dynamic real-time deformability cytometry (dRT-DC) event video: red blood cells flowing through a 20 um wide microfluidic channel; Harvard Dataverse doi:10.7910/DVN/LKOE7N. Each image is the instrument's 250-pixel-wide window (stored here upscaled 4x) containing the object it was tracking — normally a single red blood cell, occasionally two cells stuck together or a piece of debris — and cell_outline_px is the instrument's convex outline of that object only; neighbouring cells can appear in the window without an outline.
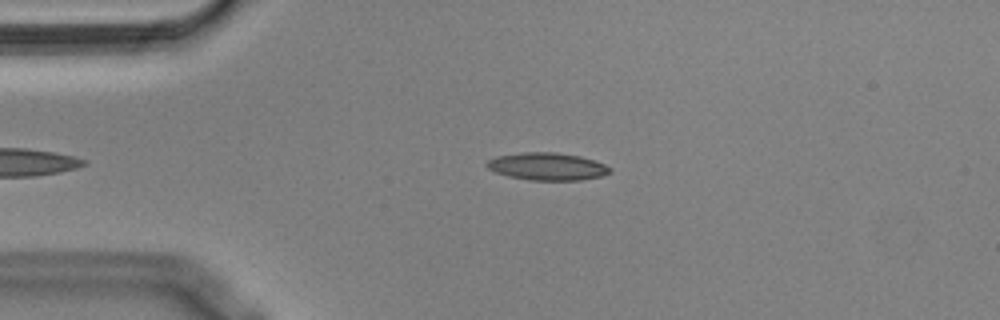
{"species": "Egyptian fruit bat (a non-hibernating species)", "species_latin": "Rousettus aegyptiacus", "temperature_condition": "cold", "stored_images_in_passage": 41, "camera_frame_rate_fps": 3000, "um_per_image_px": 0.085, "animal": {"sex": "male"}, "frame": {"image": 1, "passage_image": 3, "time_ms": 0.667, "image_size_px": [1000, 320], "cell_outline_px": [[612, 172], [600, 176], [580, 180], [528, 180], [508, 176], [496, 172], [488, 168], [484, 164], [488, 160], [496, 156], [524, 152], [556, 152], [580, 156], [604, 164], [612, 168]], "centroid_in_image_um": [46.5, 14.15], "position_along_channel_um": 38.5, "area_um2": 19.71}}
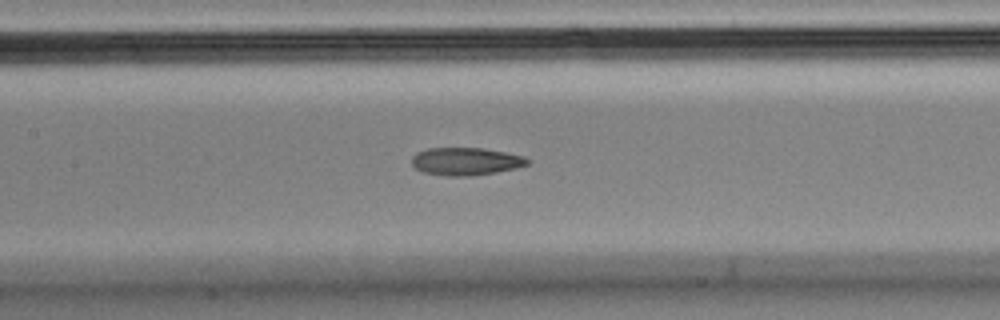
{"frame": {"image": 2, "passage_image": 16, "time_ms": 5.0, "image_size_px": [1000, 320], "cell_outline_px": [[528, 164], [516, 168], [496, 172], [472, 176], [448, 176], [424, 172], [416, 168], [412, 164], [412, 156], [416, 152], [428, 148], [484, 148], [524, 156], [528, 160]], "centroid_in_image_um": [39.58, 13.71], "position_along_channel_um": 167.8, "area_um2": 18.61}}
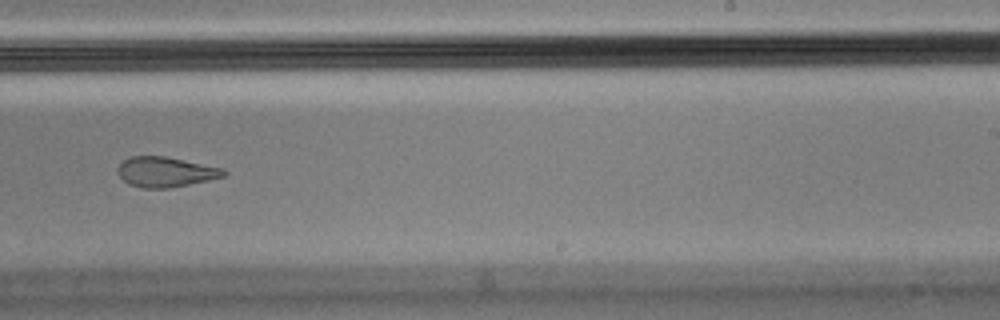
{"frame": {"image": 3, "passage_image": 25, "time_ms": 8.0, "image_size_px": [1000, 320], "cell_outline_px": [[228, 172], [224, 176], [208, 180], [172, 188], [144, 188], [128, 184], [120, 176], [116, 168], [128, 156], [164, 156], [224, 168]], "centroid_in_image_um": [14.07, 14.61], "position_along_channel_um": 274.9, "area_um2": 18.61}, "authors_computed_cell_mechanics": {"area_um2": 19.3052, "velocity_mm_per_s": 3.5898, "shape_relaxation_time_tau1_ms": null, "shape_relaxation_time_tau2_ms": 3.6631, "deformation_change_tau1": null, "deformation_change_tau2": 0.1209}}